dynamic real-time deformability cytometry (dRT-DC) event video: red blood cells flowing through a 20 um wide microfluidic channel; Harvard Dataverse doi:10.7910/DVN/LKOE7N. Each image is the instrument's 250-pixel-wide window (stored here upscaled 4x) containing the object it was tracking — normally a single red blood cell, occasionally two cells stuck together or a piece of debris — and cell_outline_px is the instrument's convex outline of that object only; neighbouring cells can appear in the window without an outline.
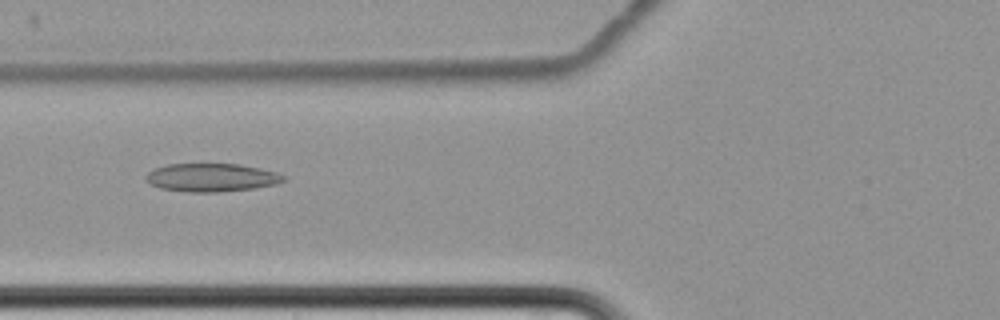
{"species": "common noctule bat (a hibernating species)", "species_latin": "Nyctalus noctula", "temperature_condition": "cold", "stored_images_in_passage": 9, "camera_frame_rate_fps": 3000, "um_per_image_px": 0.085, "animal": {"sex": "female", "body_mass_g": 22.7, "forearm_length_mm": 54.2}, "frame": {"image": 1, "passage_image": 7, "time_ms": 8.333, "image_size_px": [1000, 320], "cell_outline_px": [[288, 180], [276, 184], [256, 188], [220, 192], [188, 192], [160, 188], [144, 180], [144, 176], [148, 172], [156, 168], [168, 164], [240, 164], [260, 168], [276, 172], [288, 176]], "centroid_in_image_um": [18.03, 15.09], "position_along_channel_um": 107.8, "area_um2": 22.89}}
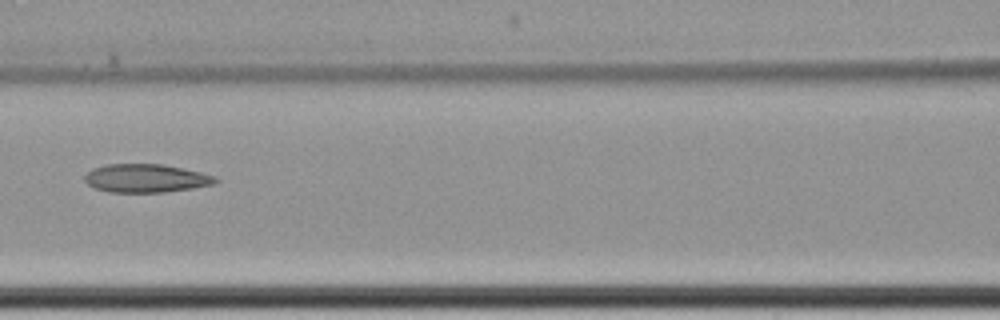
{"frame": {"image": 2, "passage_image": 8, "time_ms": 9.667, "image_size_px": [1000, 320], "cell_outline_px": [[220, 180], [216, 184], [192, 188], [164, 192], [108, 192], [96, 188], [88, 184], [84, 180], [84, 176], [92, 168], [108, 164], [160, 164], [200, 172], [216, 176]], "centroid_in_image_um": [12.42, 15.15], "position_along_channel_um": 154.2, "area_um2": 21.56}}
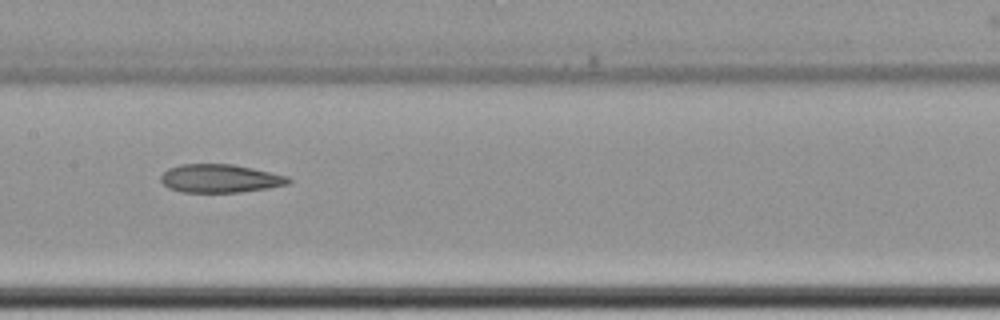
{"frame": {"image": 3, "passage_image": 9, "time_ms": 10.667, "image_size_px": [1000, 320], "cell_outline_px": [[292, 180], [288, 184], [268, 188], [240, 192], [180, 192], [168, 188], [160, 180], [160, 176], [168, 168], [180, 164], [232, 164], [252, 168], [288, 176]], "centroid_in_image_um": [18.68, 15.17], "position_along_channel_um": 188.7, "area_um2": 21.1}}